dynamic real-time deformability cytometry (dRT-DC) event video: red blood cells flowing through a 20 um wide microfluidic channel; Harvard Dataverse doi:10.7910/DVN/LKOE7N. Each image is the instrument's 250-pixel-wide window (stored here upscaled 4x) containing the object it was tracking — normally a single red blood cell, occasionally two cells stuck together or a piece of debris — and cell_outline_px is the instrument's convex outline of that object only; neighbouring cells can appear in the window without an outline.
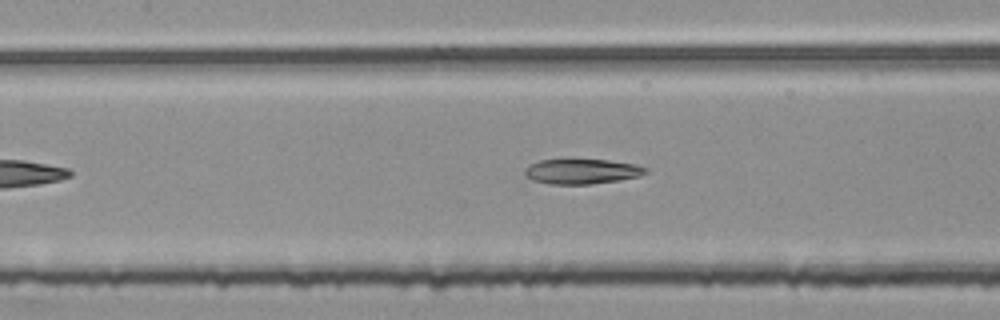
{"species": "common noctule bat (a hibernating species)", "species_latin": "Nyctalus noctula", "temperature_condition": "room temperature", "stored_images_in_passage": 41, "camera_frame_rate_fps": 3000, "um_per_image_px": 0.085, "animal": {"sex": "female", "body_mass_g": 25.1}, "frame": {"image": 1, "passage_image": 14, "time_ms": 4.333, "image_size_px": [1000, 320], "cell_outline_px": [[648, 172], [640, 176], [620, 180], [592, 184], [552, 184], [532, 180], [524, 176], [524, 168], [528, 164], [540, 160], [572, 156], [608, 160], [636, 164], [648, 168]], "centroid_in_image_um": [49.41, 14.52], "position_along_channel_um": 158.0, "area_um2": 18.73}}
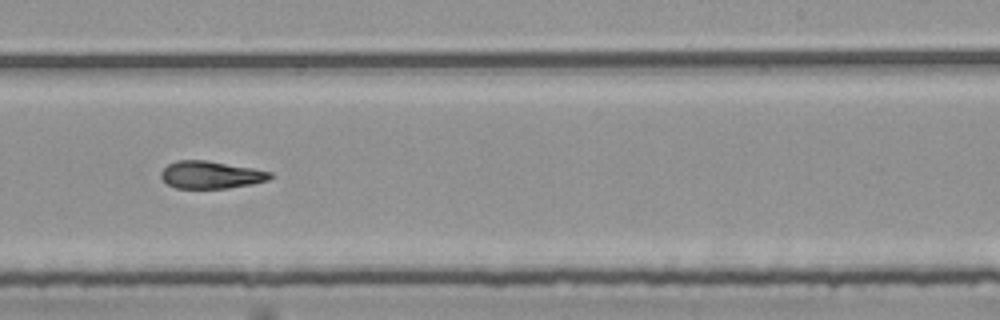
{"frame": {"image": 2, "passage_image": 23, "time_ms": 7.333, "image_size_px": [1000, 320], "cell_outline_px": [[272, 176], [268, 180], [252, 184], [228, 188], [176, 188], [168, 184], [160, 176], [160, 172], [168, 164], [176, 160], [208, 160], [252, 168], [272, 172]], "centroid_in_image_um": [17.91, 14.85], "position_along_channel_um": 271.1, "area_um2": 17.46}}
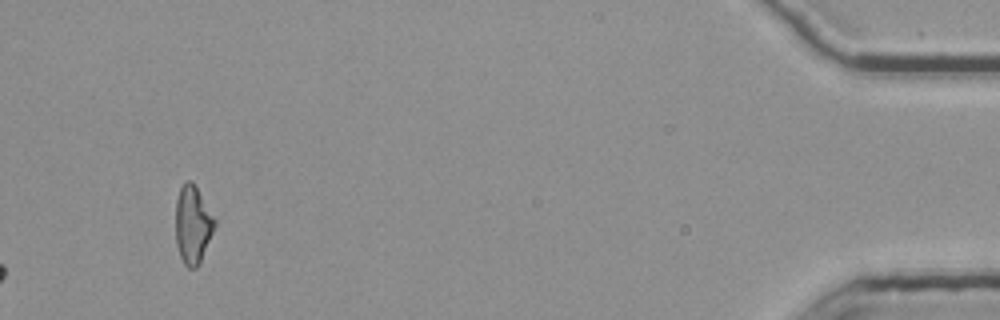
{"frame": {"image": 3, "passage_image": 41, "time_ms": 13.333, "image_size_px": [1000, 320], "cell_outline_px": [[216, 224], [200, 264], [196, 268], [188, 268], [184, 264], [180, 256], [176, 244], [176, 200], [180, 188], [184, 180], [192, 180], [216, 220]], "centroid_in_image_um": [16.38, 19.1], "position_along_channel_um": 418.8, "area_um2": 17.8}, "authors_computed_cell_mechanics": {"area_um2": 17.8024, "velocity_mm_per_s": 3.7765, "shape_relaxation_time_tau1_ms": null, "shape_relaxation_time_tau2_ms": 4.1981, "deformation_change_tau1": null, "deformation_change_tau2": 0.1432}}